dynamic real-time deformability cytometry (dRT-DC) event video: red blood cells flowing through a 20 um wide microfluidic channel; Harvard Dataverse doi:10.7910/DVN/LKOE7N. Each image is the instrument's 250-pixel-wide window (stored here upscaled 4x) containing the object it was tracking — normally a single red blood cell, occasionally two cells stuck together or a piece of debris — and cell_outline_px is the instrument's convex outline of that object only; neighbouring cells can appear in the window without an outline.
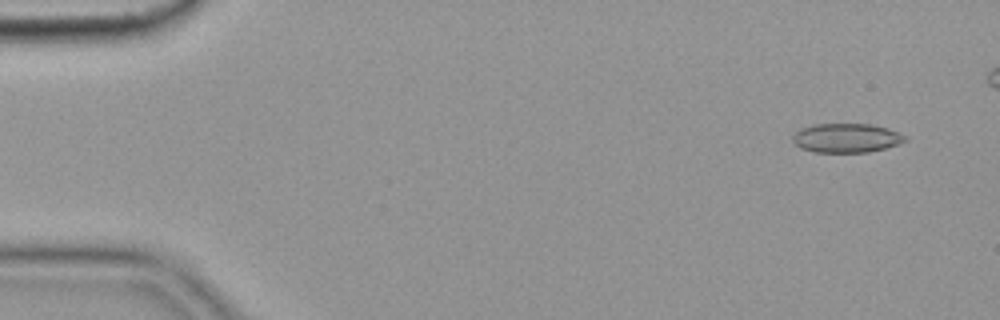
{"species": "common noctule bat (a hibernating species)", "species_latin": "Nyctalus noctula", "temperature_condition": "cold", "stored_images_in_passage": 51, "camera_frame_rate_fps": 3000, "um_per_image_px": 0.085, "animal": {"sex": "female", "body_mass_g": 19.9}, "frame": {"image": 1, "passage_image": 4, "time_ms": 1.0, "image_size_px": [1000, 320], "cell_outline_px": [[908, 140], [900, 144], [868, 152], [816, 152], [800, 148], [792, 140], [792, 136], [796, 132], [804, 128], [816, 124], [872, 124], [888, 128], [908, 136]], "centroid_in_image_um": [72.0, 11.73], "position_along_channel_um": 13.0, "area_um2": 19.07}}
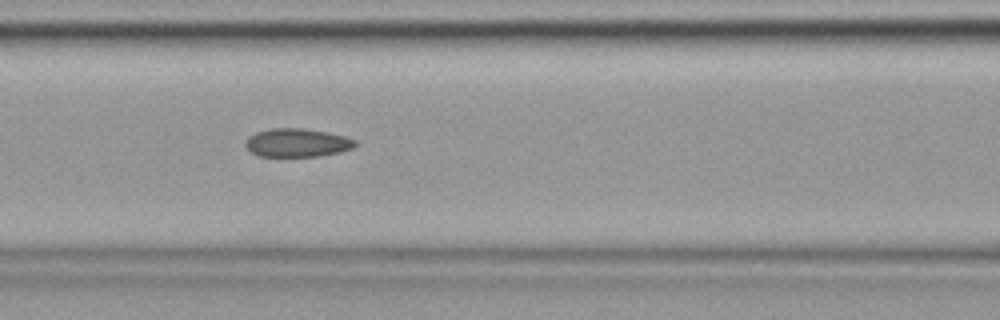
{"frame": {"image": 2, "passage_image": 24, "time_ms": 7.667, "image_size_px": [1000, 320], "cell_outline_px": [[356, 144], [352, 148], [340, 152], [320, 156], [256, 156], [244, 144], [244, 140], [248, 136], [256, 132], [272, 128], [304, 128], [328, 132], [344, 136], [356, 140]], "centroid_in_image_um": [25.23, 12.13], "position_along_channel_um": 141.4, "area_um2": 18.26}}
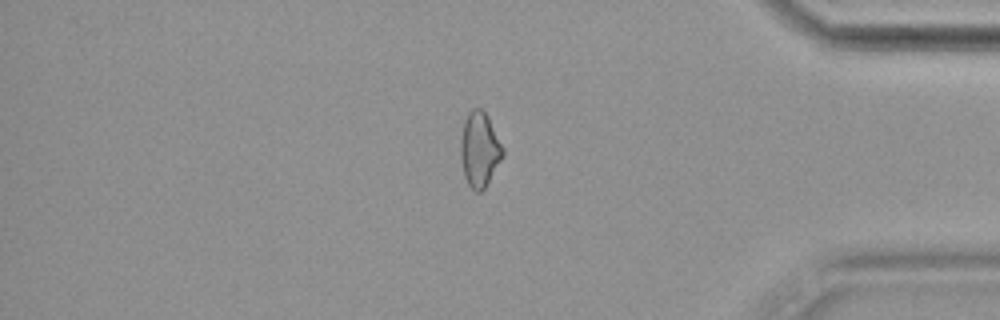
{"frame": {"image": 3, "passage_image": 47, "time_ms": 15.333, "image_size_px": [1000, 320], "cell_outline_px": [[504, 156], [484, 188], [480, 192], [476, 192], [468, 184], [464, 176], [460, 156], [460, 140], [464, 120], [468, 112], [472, 108], [480, 108], [488, 116], [504, 148]], "centroid_in_image_um": [40.76, 12.69], "position_along_channel_um": 394.4, "area_um2": 18.5}, "authors_computed_cell_mechanics": {"area_um2": 18.7272, "velocity_mm_per_s": 3.6411, "shape_relaxation_time_tau1_ms": null, "shape_relaxation_time_tau2_ms": 5.5371, "deformation_change_tau1": null, "deformation_change_tau2": 0.1188}}